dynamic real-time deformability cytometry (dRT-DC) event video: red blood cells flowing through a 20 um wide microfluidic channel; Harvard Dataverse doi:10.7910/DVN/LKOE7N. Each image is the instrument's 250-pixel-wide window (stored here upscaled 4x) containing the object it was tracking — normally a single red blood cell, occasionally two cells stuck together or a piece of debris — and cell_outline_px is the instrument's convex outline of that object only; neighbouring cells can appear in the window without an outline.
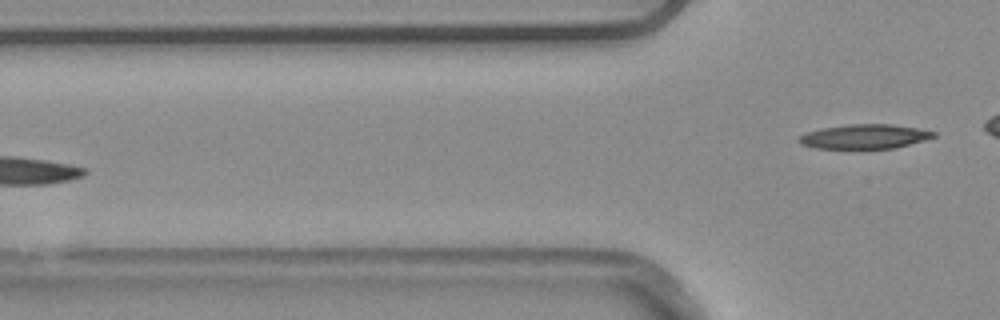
{"species": "common noctule bat (a hibernating species)", "species_latin": "Nyctalus noctula", "temperature_condition": "warm", "stored_images_in_passage": 6, "camera_frame_rate_fps": 3000, "um_per_image_px": 0.085, "animal": {"sex": "male", "body_mass_g": 20.4}, "frame": {"image": 1, "passage_image": 6, "time_ms": 1.667, "image_size_px": [1000, 320], "cell_outline_px": [[936, 136], [924, 140], [896, 148], [812, 148], [800, 144], [796, 140], [804, 132], [820, 128], [852, 124], [892, 124], [916, 128], [936, 132]], "centroid_in_image_um": [73.43, 11.6], "position_along_channel_um": 52.4, "area_um2": 19.19}}